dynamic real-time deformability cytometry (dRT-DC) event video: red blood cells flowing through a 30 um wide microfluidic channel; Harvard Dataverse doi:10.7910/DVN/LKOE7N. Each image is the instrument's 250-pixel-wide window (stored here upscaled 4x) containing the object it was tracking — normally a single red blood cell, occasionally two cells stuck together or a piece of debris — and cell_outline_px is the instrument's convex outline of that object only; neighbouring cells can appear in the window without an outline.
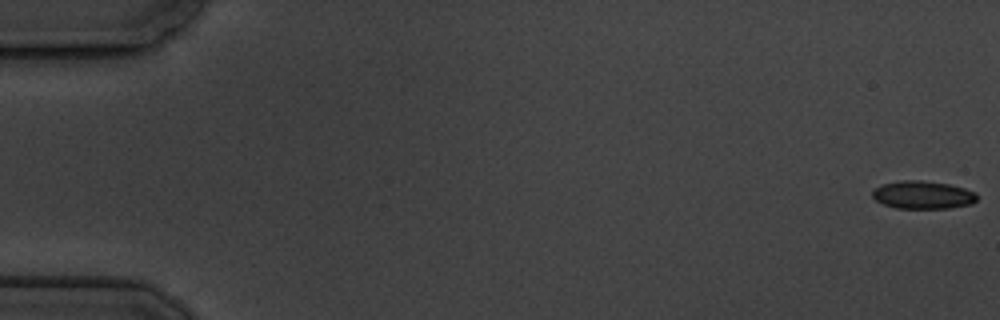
{"species": "common noctule bat (a hibernating species)", "species_latin": "Nyctalus noctula", "temperature_condition": "cold", "stored_images_in_passage": 6, "camera_frame_rate_fps": 3000, "um_per_image_px": 0.085, "animal": {"sex": "male", "body_mass_g": 19.5, "forearm_length_mm": 54.6}, "frame": {"image": 1, "passage_image": 1, "time_ms": 0.0, "image_size_px": [1000, 320], "cell_outline_px": [[976, 200], [972, 204], [948, 208], [896, 208], [884, 204], [876, 200], [872, 196], [872, 188], [880, 184], [904, 180], [920, 180], [948, 184], [964, 188], [976, 192]], "centroid_in_image_um": [78.41, 16.56], "position_along_channel_um": 6.6, "area_um2": 17.05}}